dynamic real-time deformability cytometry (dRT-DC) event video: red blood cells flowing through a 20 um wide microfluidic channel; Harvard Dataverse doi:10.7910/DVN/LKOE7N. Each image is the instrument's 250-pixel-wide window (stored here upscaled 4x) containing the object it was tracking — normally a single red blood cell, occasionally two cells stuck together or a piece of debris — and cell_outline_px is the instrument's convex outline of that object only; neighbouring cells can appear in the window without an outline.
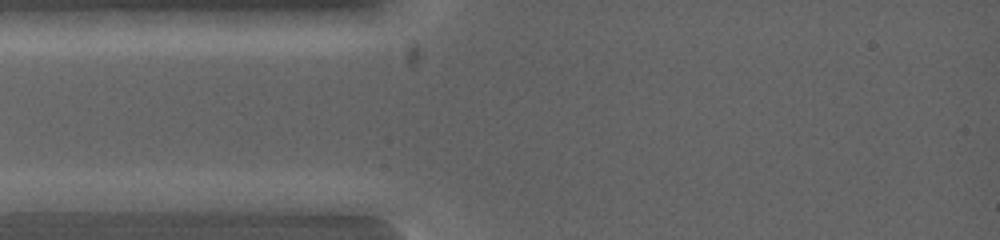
{"species": "common noctule bat (a hibernating species)", "species_latin": "Nyctalus noctula", "temperature_condition": "warm", "stored_images_in_passage": 2, "camera_frame_rate_fps": 5000, "um_per_image_px": 0.085, "animal": {"sex": "female", "body_mass_g": 19.0, "forearm_length_mm": 53.3}, "frame": {"image": 1, "passage_image": 1, "time_ms": 0.0, "image_size_px": [1000, 240], "cell_outline_px": [[108, 200], [88, 212], [24, 212], [12, 200], [40, 192], [100, 192]], "centroid_in_image_um": [5.16, 17.16], "position_along_channel_um": 79.8, "area_um2": 11.44}}